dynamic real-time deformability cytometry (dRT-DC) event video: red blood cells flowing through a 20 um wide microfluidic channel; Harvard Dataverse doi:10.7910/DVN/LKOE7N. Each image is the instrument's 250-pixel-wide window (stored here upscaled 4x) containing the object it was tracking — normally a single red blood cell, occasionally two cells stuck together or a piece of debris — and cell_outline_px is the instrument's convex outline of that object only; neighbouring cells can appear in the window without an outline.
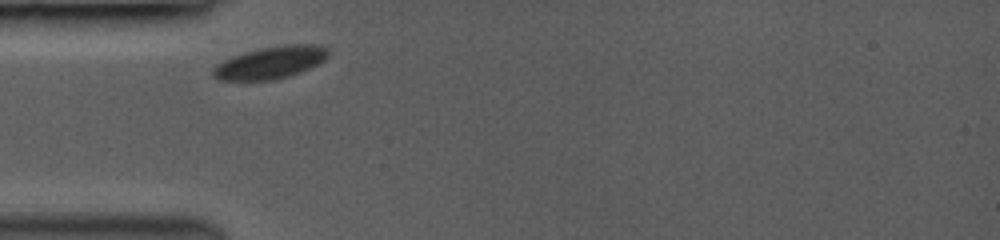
{"species": "common noctule bat (a hibernating species)", "species_latin": "Nyctalus noctula", "temperature_condition": "room temperature", "stored_images_in_passage": 2, "camera_frame_rate_fps": 3000, "um_per_image_px": 0.085, "animal": {"sex": "female", "body_mass_g": 19.0, "forearm_length_mm": 53.3}, "frame": {"image": 1, "passage_image": 1, "time_ms": 0.0, "image_size_px": [1000, 240], "cell_outline_px": [[332, 52], [324, 60], [300, 72], [288, 76], [272, 80], [220, 80], [212, 76], [212, 68], [216, 64], [232, 56], [244, 52], [260, 48], [288, 44], [320, 44], [328, 48]], "centroid_in_image_um": [23.0, 5.3], "position_along_channel_um": 62.0, "area_um2": 21.79}}
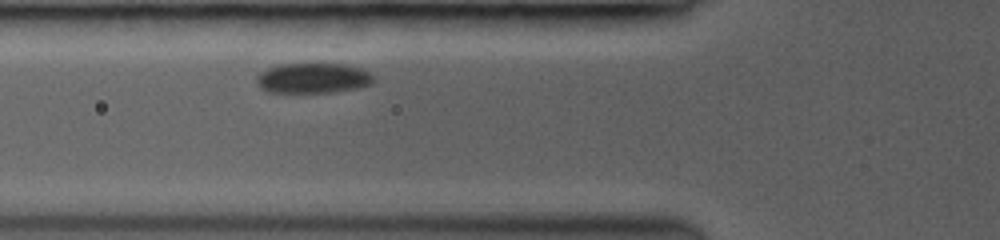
{"frame": {"image": 2, "passage_image": 2, "time_ms": 1.0, "image_size_px": [1000, 240], "cell_outline_px": [[376, 80], [372, 84], [336, 92], [268, 92], [260, 88], [256, 84], [256, 76], [260, 72], [276, 64], [344, 64], [360, 68], [376, 76]], "centroid_in_image_um": [26.6, 6.64], "position_along_channel_um": 99.2, "area_um2": 20.75}}